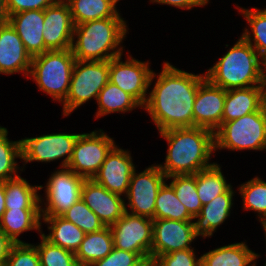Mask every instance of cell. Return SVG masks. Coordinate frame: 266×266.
Instances as JSON below:
<instances>
[{
	"label": "cell",
	"mask_w": 266,
	"mask_h": 266,
	"mask_svg": "<svg viewBox=\"0 0 266 266\" xmlns=\"http://www.w3.org/2000/svg\"><path fill=\"white\" fill-rule=\"evenodd\" d=\"M152 91L143 106L159 132L194 127L193 105L204 74H192L164 62Z\"/></svg>",
	"instance_id": "1"
},
{
	"label": "cell",
	"mask_w": 266,
	"mask_h": 266,
	"mask_svg": "<svg viewBox=\"0 0 266 266\" xmlns=\"http://www.w3.org/2000/svg\"><path fill=\"white\" fill-rule=\"evenodd\" d=\"M160 136L168 141L164 165L158 164L166 177L196 174L212 166L215 151L214 132L203 127H183L163 130Z\"/></svg>",
	"instance_id": "2"
},
{
	"label": "cell",
	"mask_w": 266,
	"mask_h": 266,
	"mask_svg": "<svg viewBox=\"0 0 266 266\" xmlns=\"http://www.w3.org/2000/svg\"><path fill=\"white\" fill-rule=\"evenodd\" d=\"M126 27V21L122 17L91 20L75 25L72 54L79 61H108L123 55L120 44L128 32Z\"/></svg>",
	"instance_id": "3"
},
{
	"label": "cell",
	"mask_w": 266,
	"mask_h": 266,
	"mask_svg": "<svg viewBox=\"0 0 266 266\" xmlns=\"http://www.w3.org/2000/svg\"><path fill=\"white\" fill-rule=\"evenodd\" d=\"M206 78L225 90L262 85V58L242 37L209 68Z\"/></svg>",
	"instance_id": "4"
},
{
	"label": "cell",
	"mask_w": 266,
	"mask_h": 266,
	"mask_svg": "<svg viewBox=\"0 0 266 266\" xmlns=\"http://www.w3.org/2000/svg\"><path fill=\"white\" fill-rule=\"evenodd\" d=\"M71 49L46 51L32 57L29 77L39 89L63 103L68 95L74 63Z\"/></svg>",
	"instance_id": "5"
},
{
	"label": "cell",
	"mask_w": 266,
	"mask_h": 266,
	"mask_svg": "<svg viewBox=\"0 0 266 266\" xmlns=\"http://www.w3.org/2000/svg\"><path fill=\"white\" fill-rule=\"evenodd\" d=\"M215 151L217 149L265 150L266 120L260 110L244 115L230 122H222L214 132Z\"/></svg>",
	"instance_id": "6"
},
{
	"label": "cell",
	"mask_w": 266,
	"mask_h": 266,
	"mask_svg": "<svg viewBox=\"0 0 266 266\" xmlns=\"http://www.w3.org/2000/svg\"><path fill=\"white\" fill-rule=\"evenodd\" d=\"M109 82L108 61L76 60L72 72L70 88L63 104V116L89 101L97 100L99 92Z\"/></svg>",
	"instance_id": "7"
},
{
	"label": "cell",
	"mask_w": 266,
	"mask_h": 266,
	"mask_svg": "<svg viewBox=\"0 0 266 266\" xmlns=\"http://www.w3.org/2000/svg\"><path fill=\"white\" fill-rule=\"evenodd\" d=\"M115 146L113 138L101 129L80 134L67 168L84 179H93Z\"/></svg>",
	"instance_id": "8"
},
{
	"label": "cell",
	"mask_w": 266,
	"mask_h": 266,
	"mask_svg": "<svg viewBox=\"0 0 266 266\" xmlns=\"http://www.w3.org/2000/svg\"><path fill=\"white\" fill-rule=\"evenodd\" d=\"M128 209L110 226L114 248L135 252L151 264L153 219L131 214Z\"/></svg>",
	"instance_id": "9"
},
{
	"label": "cell",
	"mask_w": 266,
	"mask_h": 266,
	"mask_svg": "<svg viewBox=\"0 0 266 266\" xmlns=\"http://www.w3.org/2000/svg\"><path fill=\"white\" fill-rule=\"evenodd\" d=\"M121 56L109 60V82L133 96L142 106L148 99L147 90L156 74L148 62L138 61L129 56L125 62Z\"/></svg>",
	"instance_id": "10"
},
{
	"label": "cell",
	"mask_w": 266,
	"mask_h": 266,
	"mask_svg": "<svg viewBox=\"0 0 266 266\" xmlns=\"http://www.w3.org/2000/svg\"><path fill=\"white\" fill-rule=\"evenodd\" d=\"M167 177L158 165H151L140 173L133 172L126 198L131 214L154 219L156 197Z\"/></svg>",
	"instance_id": "11"
},
{
	"label": "cell",
	"mask_w": 266,
	"mask_h": 266,
	"mask_svg": "<svg viewBox=\"0 0 266 266\" xmlns=\"http://www.w3.org/2000/svg\"><path fill=\"white\" fill-rule=\"evenodd\" d=\"M80 134L53 133L21 140V153L24 163L39 161L51 162L65 158L62 168H67L75 142Z\"/></svg>",
	"instance_id": "12"
},
{
	"label": "cell",
	"mask_w": 266,
	"mask_h": 266,
	"mask_svg": "<svg viewBox=\"0 0 266 266\" xmlns=\"http://www.w3.org/2000/svg\"><path fill=\"white\" fill-rule=\"evenodd\" d=\"M61 169V170H60ZM51 174L46 184V208L41 215H62L81 197V187L84 178L68 168H60Z\"/></svg>",
	"instance_id": "13"
},
{
	"label": "cell",
	"mask_w": 266,
	"mask_h": 266,
	"mask_svg": "<svg viewBox=\"0 0 266 266\" xmlns=\"http://www.w3.org/2000/svg\"><path fill=\"white\" fill-rule=\"evenodd\" d=\"M196 237L193 222L153 219L151 262L163 254L194 249L190 245Z\"/></svg>",
	"instance_id": "14"
},
{
	"label": "cell",
	"mask_w": 266,
	"mask_h": 266,
	"mask_svg": "<svg viewBox=\"0 0 266 266\" xmlns=\"http://www.w3.org/2000/svg\"><path fill=\"white\" fill-rule=\"evenodd\" d=\"M43 27V40L49 51L71 49L75 25L65 0H57L44 10Z\"/></svg>",
	"instance_id": "15"
},
{
	"label": "cell",
	"mask_w": 266,
	"mask_h": 266,
	"mask_svg": "<svg viewBox=\"0 0 266 266\" xmlns=\"http://www.w3.org/2000/svg\"><path fill=\"white\" fill-rule=\"evenodd\" d=\"M129 151L117 145L107 155L93 180L108 191L126 196L131 176L135 171Z\"/></svg>",
	"instance_id": "16"
},
{
	"label": "cell",
	"mask_w": 266,
	"mask_h": 266,
	"mask_svg": "<svg viewBox=\"0 0 266 266\" xmlns=\"http://www.w3.org/2000/svg\"><path fill=\"white\" fill-rule=\"evenodd\" d=\"M226 90L207 78L199 85L193 105L194 126L215 132L222 124Z\"/></svg>",
	"instance_id": "17"
},
{
	"label": "cell",
	"mask_w": 266,
	"mask_h": 266,
	"mask_svg": "<svg viewBox=\"0 0 266 266\" xmlns=\"http://www.w3.org/2000/svg\"><path fill=\"white\" fill-rule=\"evenodd\" d=\"M80 198L105 226L113 225L125 212V200L120 195L108 191L93 179L84 180Z\"/></svg>",
	"instance_id": "18"
},
{
	"label": "cell",
	"mask_w": 266,
	"mask_h": 266,
	"mask_svg": "<svg viewBox=\"0 0 266 266\" xmlns=\"http://www.w3.org/2000/svg\"><path fill=\"white\" fill-rule=\"evenodd\" d=\"M31 61L32 57L10 23L1 26L0 72L5 75L23 72L24 76H29Z\"/></svg>",
	"instance_id": "19"
},
{
	"label": "cell",
	"mask_w": 266,
	"mask_h": 266,
	"mask_svg": "<svg viewBox=\"0 0 266 266\" xmlns=\"http://www.w3.org/2000/svg\"><path fill=\"white\" fill-rule=\"evenodd\" d=\"M10 25L18 33L29 55L35 57L49 51L44 44V10H29L9 16Z\"/></svg>",
	"instance_id": "20"
},
{
	"label": "cell",
	"mask_w": 266,
	"mask_h": 266,
	"mask_svg": "<svg viewBox=\"0 0 266 266\" xmlns=\"http://www.w3.org/2000/svg\"><path fill=\"white\" fill-rule=\"evenodd\" d=\"M234 191L230 187L225 193L216 196L208 204L203 205L199 214L193 217L195 235L209 237L229 216L233 205Z\"/></svg>",
	"instance_id": "21"
},
{
	"label": "cell",
	"mask_w": 266,
	"mask_h": 266,
	"mask_svg": "<svg viewBox=\"0 0 266 266\" xmlns=\"http://www.w3.org/2000/svg\"><path fill=\"white\" fill-rule=\"evenodd\" d=\"M41 209H6L0 219L1 231L14 243H25L18 237L30 230L41 232Z\"/></svg>",
	"instance_id": "22"
},
{
	"label": "cell",
	"mask_w": 266,
	"mask_h": 266,
	"mask_svg": "<svg viewBox=\"0 0 266 266\" xmlns=\"http://www.w3.org/2000/svg\"><path fill=\"white\" fill-rule=\"evenodd\" d=\"M261 85L226 90L222 122H230L259 110Z\"/></svg>",
	"instance_id": "23"
},
{
	"label": "cell",
	"mask_w": 266,
	"mask_h": 266,
	"mask_svg": "<svg viewBox=\"0 0 266 266\" xmlns=\"http://www.w3.org/2000/svg\"><path fill=\"white\" fill-rule=\"evenodd\" d=\"M259 256L245 242H239L211 250L200 259L201 266H254L252 263Z\"/></svg>",
	"instance_id": "24"
},
{
	"label": "cell",
	"mask_w": 266,
	"mask_h": 266,
	"mask_svg": "<svg viewBox=\"0 0 266 266\" xmlns=\"http://www.w3.org/2000/svg\"><path fill=\"white\" fill-rule=\"evenodd\" d=\"M113 248V234L110 226H106L100 231L86 234L74 254L78 265L91 266L105 258Z\"/></svg>",
	"instance_id": "25"
},
{
	"label": "cell",
	"mask_w": 266,
	"mask_h": 266,
	"mask_svg": "<svg viewBox=\"0 0 266 266\" xmlns=\"http://www.w3.org/2000/svg\"><path fill=\"white\" fill-rule=\"evenodd\" d=\"M42 221L48 223L51 230L48 235L43 236L52 244L64 249L76 252L81 242L84 240L85 233L72 222L66 220L61 215H41Z\"/></svg>",
	"instance_id": "26"
},
{
	"label": "cell",
	"mask_w": 266,
	"mask_h": 266,
	"mask_svg": "<svg viewBox=\"0 0 266 266\" xmlns=\"http://www.w3.org/2000/svg\"><path fill=\"white\" fill-rule=\"evenodd\" d=\"M43 186H32L21 176L5 181L6 209H41L42 200L37 191Z\"/></svg>",
	"instance_id": "27"
},
{
	"label": "cell",
	"mask_w": 266,
	"mask_h": 266,
	"mask_svg": "<svg viewBox=\"0 0 266 266\" xmlns=\"http://www.w3.org/2000/svg\"><path fill=\"white\" fill-rule=\"evenodd\" d=\"M70 8L74 25L91 20L121 17L116 0H65Z\"/></svg>",
	"instance_id": "28"
},
{
	"label": "cell",
	"mask_w": 266,
	"mask_h": 266,
	"mask_svg": "<svg viewBox=\"0 0 266 266\" xmlns=\"http://www.w3.org/2000/svg\"><path fill=\"white\" fill-rule=\"evenodd\" d=\"M97 103V118L114 112L132 111L136 107L143 108L133 96L111 82H108L99 92Z\"/></svg>",
	"instance_id": "29"
},
{
	"label": "cell",
	"mask_w": 266,
	"mask_h": 266,
	"mask_svg": "<svg viewBox=\"0 0 266 266\" xmlns=\"http://www.w3.org/2000/svg\"><path fill=\"white\" fill-rule=\"evenodd\" d=\"M230 187L217 163L196 173V189L202 205L208 204Z\"/></svg>",
	"instance_id": "30"
},
{
	"label": "cell",
	"mask_w": 266,
	"mask_h": 266,
	"mask_svg": "<svg viewBox=\"0 0 266 266\" xmlns=\"http://www.w3.org/2000/svg\"><path fill=\"white\" fill-rule=\"evenodd\" d=\"M154 219L192 222L193 216L178 199L173 188L164 183L156 197Z\"/></svg>",
	"instance_id": "31"
},
{
	"label": "cell",
	"mask_w": 266,
	"mask_h": 266,
	"mask_svg": "<svg viewBox=\"0 0 266 266\" xmlns=\"http://www.w3.org/2000/svg\"><path fill=\"white\" fill-rule=\"evenodd\" d=\"M239 12L243 14L244 18L247 20L249 26L251 27V33L245 28L242 38L247 41L260 55L261 58L266 56V9L258 10L257 8L238 9ZM253 40H251L252 38ZM252 41L254 43H252Z\"/></svg>",
	"instance_id": "32"
},
{
	"label": "cell",
	"mask_w": 266,
	"mask_h": 266,
	"mask_svg": "<svg viewBox=\"0 0 266 266\" xmlns=\"http://www.w3.org/2000/svg\"><path fill=\"white\" fill-rule=\"evenodd\" d=\"M7 135V128L0 126V181L3 182L19 176L15 159L22 158L21 140L10 141Z\"/></svg>",
	"instance_id": "33"
},
{
	"label": "cell",
	"mask_w": 266,
	"mask_h": 266,
	"mask_svg": "<svg viewBox=\"0 0 266 266\" xmlns=\"http://www.w3.org/2000/svg\"><path fill=\"white\" fill-rule=\"evenodd\" d=\"M171 178L173 180L169 185L173 188L181 203L193 217L199 214L203 205L196 189V174L173 175L167 177V180Z\"/></svg>",
	"instance_id": "34"
},
{
	"label": "cell",
	"mask_w": 266,
	"mask_h": 266,
	"mask_svg": "<svg viewBox=\"0 0 266 266\" xmlns=\"http://www.w3.org/2000/svg\"><path fill=\"white\" fill-rule=\"evenodd\" d=\"M239 193L243 198L244 209L257 212L262 223L266 218V182L255 177L241 184Z\"/></svg>",
	"instance_id": "35"
},
{
	"label": "cell",
	"mask_w": 266,
	"mask_h": 266,
	"mask_svg": "<svg viewBox=\"0 0 266 266\" xmlns=\"http://www.w3.org/2000/svg\"><path fill=\"white\" fill-rule=\"evenodd\" d=\"M61 216L75 224L85 234L97 232L106 227L81 198Z\"/></svg>",
	"instance_id": "36"
},
{
	"label": "cell",
	"mask_w": 266,
	"mask_h": 266,
	"mask_svg": "<svg viewBox=\"0 0 266 266\" xmlns=\"http://www.w3.org/2000/svg\"><path fill=\"white\" fill-rule=\"evenodd\" d=\"M40 237L36 248L41 266H79L74 252L52 244L42 233Z\"/></svg>",
	"instance_id": "37"
},
{
	"label": "cell",
	"mask_w": 266,
	"mask_h": 266,
	"mask_svg": "<svg viewBox=\"0 0 266 266\" xmlns=\"http://www.w3.org/2000/svg\"><path fill=\"white\" fill-rule=\"evenodd\" d=\"M6 266H41L36 245L18 243L11 247Z\"/></svg>",
	"instance_id": "38"
},
{
	"label": "cell",
	"mask_w": 266,
	"mask_h": 266,
	"mask_svg": "<svg viewBox=\"0 0 266 266\" xmlns=\"http://www.w3.org/2000/svg\"><path fill=\"white\" fill-rule=\"evenodd\" d=\"M91 266H150L137 253L113 248V250L101 260Z\"/></svg>",
	"instance_id": "39"
},
{
	"label": "cell",
	"mask_w": 266,
	"mask_h": 266,
	"mask_svg": "<svg viewBox=\"0 0 266 266\" xmlns=\"http://www.w3.org/2000/svg\"><path fill=\"white\" fill-rule=\"evenodd\" d=\"M151 266H201L200 257L197 259L194 249L173 251L156 257Z\"/></svg>",
	"instance_id": "40"
},
{
	"label": "cell",
	"mask_w": 266,
	"mask_h": 266,
	"mask_svg": "<svg viewBox=\"0 0 266 266\" xmlns=\"http://www.w3.org/2000/svg\"><path fill=\"white\" fill-rule=\"evenodd\" d=\"M57 0H6L8 15L29 10H45Z\"/></svg>",
	"instance_id": "41"
},
{
	"label": "cell",
	"mask_w": 266,
	"mask_h": 266,
	"mask_svg": "<svg viewBox=\"0 0 266 266\" xmlns=\"http://www.w3.org/2000/svg\"><path fill=\"white\" fill-rule=\"evenodd\" d=\"M150 2L191 10L195 6H204L208 4L209 0H151Z\"/></svg>",
	"instance_id": "42"
},
{
	"label": "cell",
	"mask_w": 266,
	"mask_h": 266,
	"mask_svg": "<svg viewBox=\"0 0 266 266\" xmlns=\"http://www.w3.org/2000/svg\"><path fill=\"white\" fill-rule=\"evenodd\" d=\"M14 243L0 229V262H5Z\"/></svg>",
	"instance_id": "43"
},
{
	"label": "cell",
	"mask_w": 266,
	"mask_h": 266,
	"mask_svg": "<svg viewBox=\"0 0 266 266\" xmlns=\"http://www.w3.org/2000/svg\"><path fill=\"white\" fill-rule=\"evenodd\" d=\"M259 110L263 118L266 120V85L265 84L261 85Z\"/></svg>",
	"instance_id": "44"
},
{
	"label": "cell",
	"mask_w": 266,
	"mask_h": 266,
	"mask_svg": "<svg viewBox=\"0 0 266 266\" xmlns=\"http://www.w3.org/2000/svg\"><path fill=\"white\" fill-rule=\"evenodd\" d=\"M9 15L6 8V0H0V27L8 23Z\"/></svg>",
	"instance_id": "45"
},
{
	"label": "cell",
	"mask_w": 266,
	"mask_h": 266,
	"mask_svg": "<svg viewBox=\"0 0 266 266\" xmlns=\"http://www.w3.org/2000/svg\"><path fill=\"white\" fill-rule=\"evenodd\" d=\"M5 210V182L0 181V219L4 214Z\"/></svg>",
	"instance_id": "46"
},
{
	"label": "cell",
	"mask_w": 266,
	"mask_h": 266,
	"mask_svg": "<svg viewBox=\"0 0 266 266\" xmlns=\"http://www.w3.org/2000/svg\"><path fill=\"white\" fill-rule=\"evenodd\" d=\"M266 56L262 58V79H263V84L266 85Z\"/></svg>",
	"instance_id": "47"
},
{
	"label": "cell",
	"mask_w": 266,
	"mask_h": 266,
	"mask_svg": "<svg viewBox=\"0 0 266 266\" xmlns=\"http://www.w3.org/2000/svg\"><path fill=\"white\" fill-rule=\"evenodd\" d=\"M261 224L263 226V230L265 231V236H266V218ZM265 239H266V237H265Z\"/></svg>",
	"instance_id": "48"
},
{
	"label": "cell",
	"mask_w": 266,
	"mask_h": 266,
	"mask_svg": "<svg viewBox=\"0 0 266 266\" xmlns=\"http://www.w3.org/2000/svg\"><path fill=\"white\" fill-rule=\"evenodd\" d=\"M0 266H6V262H0Z\"/></svg>",
	"instance_id": "49"
}]
</instances>
